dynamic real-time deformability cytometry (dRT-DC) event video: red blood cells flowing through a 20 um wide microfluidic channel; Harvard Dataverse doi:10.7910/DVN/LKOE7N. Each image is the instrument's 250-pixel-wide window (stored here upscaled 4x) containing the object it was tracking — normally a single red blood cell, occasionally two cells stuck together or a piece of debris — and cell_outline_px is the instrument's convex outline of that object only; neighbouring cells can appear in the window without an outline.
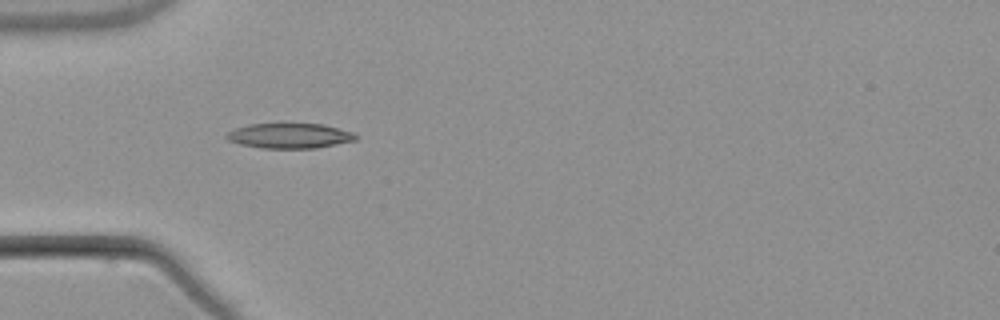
{"species": "common noctule bat (a hibernating species)", "species_latin": "Nyctalus noctula", "temperature_condition": "warm", "stored_images_in_passage": 7, "camera_frame_rate_fps": 3000, "um_per_image_px": 0.085, "animal": {"sex": "male", "body_mass_g": 21.5, "forearm_length_mm": 52.0}, "frame": {"image": 1, "passage_image": 4, "time_ms": 4.333, "image_size_px": [1000, 320], "cell_outline_px": [[360, 136], [356, 140], [316, 148], [264, 148], [240, 144], [228, 140], [224, 136], [228, 132], [236, 128], [248, 124], [324, 124], [356, 132]], "centroid_in_image_um": [24.68, 11.54], "position_along_channel_um": 60.3, "area_um2": 18.96}}
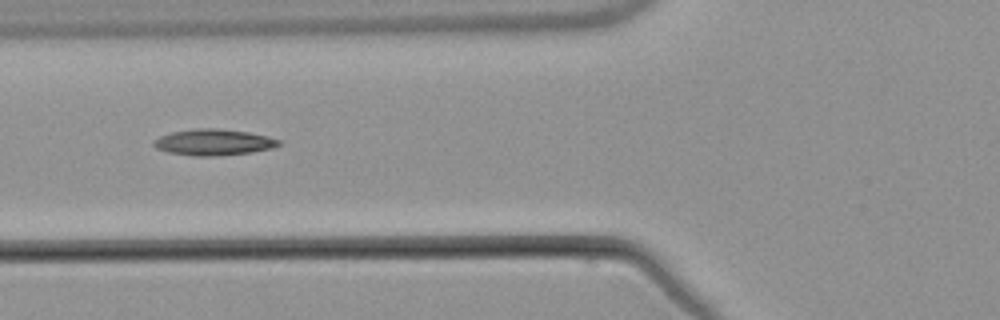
{"frame": {"image": 2, "passage_image": 5, "time_ms": 5.667, "image_size_px": [1000, 320], "cell_outline_px": [[280, 144], [272, 148], [252, 152], [212, 156], [196, 156], [168, 152], [156, 148], [152, 144], [152, 140], [160, 136], [172, 132], [196, 128], [216, 128], [248, 132], [268, 136], [280, 140]], "centroid_in_image_um": [18.13, 12.08], "position_along_channel_um": 107.7, "area_um2": 19.02}}
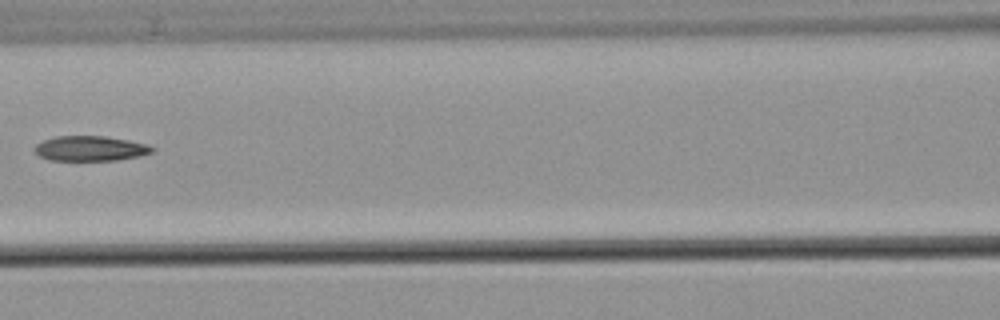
{"frame": {"image": 3, "passage_image": 6, "time_ms": 7.0, "image_size_px": [1000, 320], "cell_outline_px": [[156, 148], [152, 152], [140, 156], [116, 160], [48, 160], [40, 156], [32, 148], [36, 144], [44, 140], [56, 136], [104, 136], [128, 140], [148, 144]], "centroid_in_image_um": [7.68, 12.62], "position_along_channel_um": 158.9, "area_um2": 17.17}}